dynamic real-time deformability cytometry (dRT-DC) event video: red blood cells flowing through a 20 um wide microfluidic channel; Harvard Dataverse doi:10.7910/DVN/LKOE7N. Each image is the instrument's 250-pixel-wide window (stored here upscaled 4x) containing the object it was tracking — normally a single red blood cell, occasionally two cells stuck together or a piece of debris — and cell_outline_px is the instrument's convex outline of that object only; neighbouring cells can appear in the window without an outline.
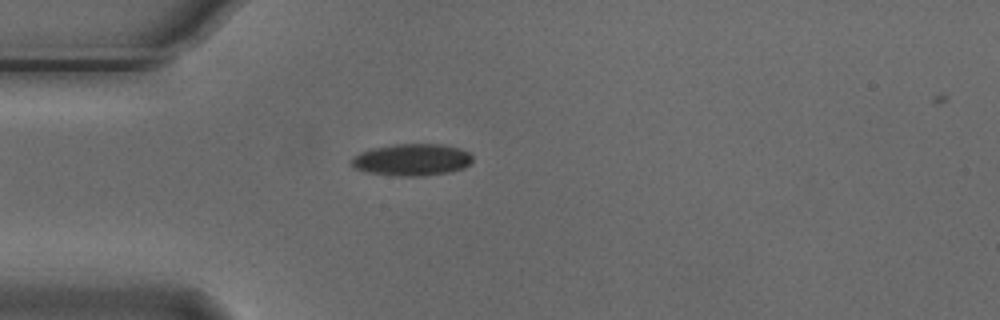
{"species": "Egyptian fruit bat (a non-hibernating species)", "species_latin": "Rousettus aegyptiacus", "temperature_condition": "cold", "stored_images_in_passage": 3, "camera_frame_rate_fps": 3000, "um_per_image_px": 0.085, "animal": {"sex": "male"}, "frame": {"image": 1, "passage_image": 3, "time_ms": 0.667, "image_size_px": [1000, 320], "cell_outline_px": [[472, 160], [464, 168], [448, 172], [420, 176], [396, 176], [368, 172], [352, 168], [352, 160], [360, 152], [372, 148], [396, 144], [444, 144], [460, 148], [468, 152], [472, 156]], "centroid_in_image_um": [35.02, 13.57], "position_along_channel_um": 50.0, "area_um2": 22.43}}